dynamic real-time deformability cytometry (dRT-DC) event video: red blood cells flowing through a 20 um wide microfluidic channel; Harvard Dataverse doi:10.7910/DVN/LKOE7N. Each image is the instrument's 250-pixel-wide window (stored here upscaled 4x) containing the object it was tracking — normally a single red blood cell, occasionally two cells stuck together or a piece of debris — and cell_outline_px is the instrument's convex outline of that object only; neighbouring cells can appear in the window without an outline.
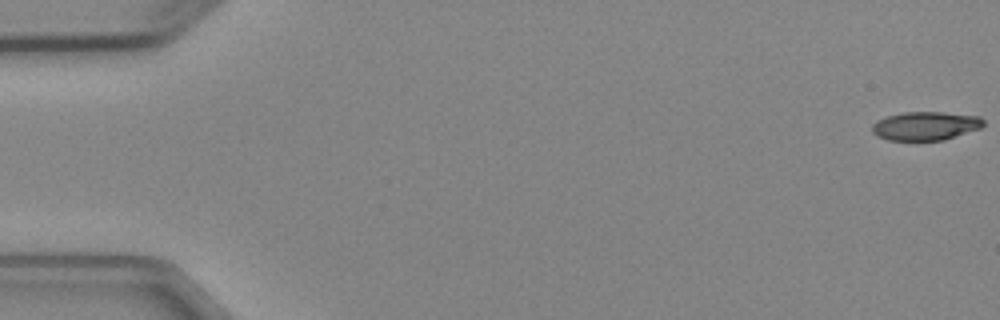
{"species": "Egyptian fruit bat (a non-hibernating species)", "species_latin": "Rousettus aegyptiacus", "temperature_condition": "cold", "stored_images_in_passage": 5, "camera_frame_rate_fps": 3000, "um_per_image_px": 0.085, "animal": {"sex": "female"}, "frame": {"image": 1, "passage_image": 1, "time_ms": 0.0, "image_size_px": [1000, 320], "cell_outline_px": [[984, 124], [980, 128], [944, 140], [888, 140], [876, 136], [872, 132], [872, 124], [876, 120], [888, 116], [904, 112], [944, 112], [980, 116], [984, 120]], "centroid_in_image_um": [78.66, 10.7], "position_along_channel_um": 6.3, "area_um2": 18.61}}
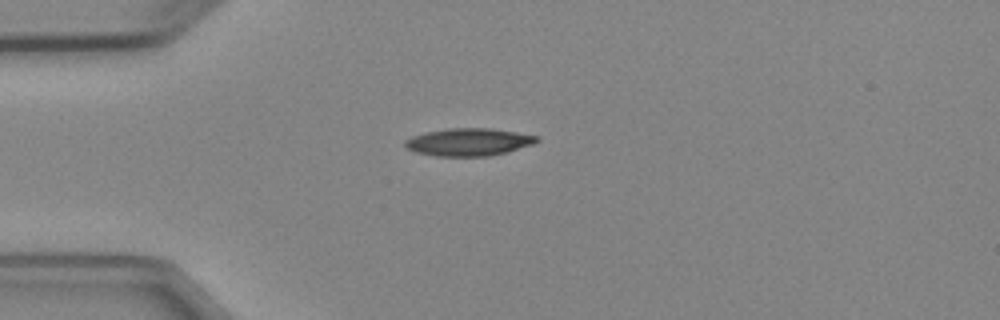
{"frame": {"image": 2, "passage_image": 5, "time_ms": 4.333, "image_size_px": [1000, 320], "cell_outline_px": [[540, 140], [532, 144], [504, 152], [488, 156], [436, 156], [416, 152], [408, 148], [404, 144], [404, 140], [412, 136], [424, 132], [448, 128], [492, 128], [516, 132], [536, 136]], "centroid_in_image_um": [39.79, 12.06], "position_along_channel_um": 45.2, "area_um2": 20.98}}